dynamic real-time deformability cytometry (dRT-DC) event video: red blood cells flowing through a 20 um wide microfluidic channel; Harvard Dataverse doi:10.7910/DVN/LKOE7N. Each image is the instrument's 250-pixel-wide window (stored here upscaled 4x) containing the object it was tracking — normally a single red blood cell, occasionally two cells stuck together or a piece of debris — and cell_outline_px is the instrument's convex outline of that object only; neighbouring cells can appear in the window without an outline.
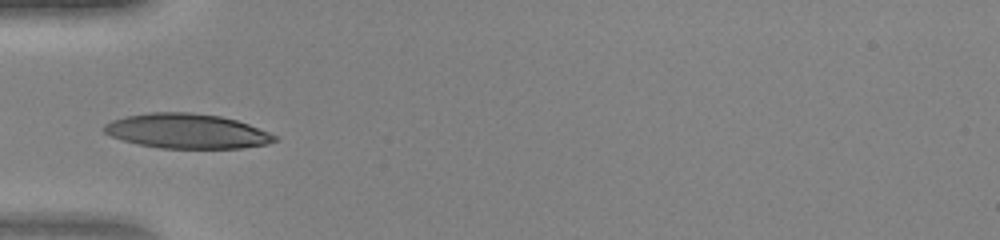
{"species": "human", "species_latin": "Homo sapiens", "temperature_condition": "warm", "stored_images_in_passage": 31, "camera_frame_rate_fps": 3000, "um_per_image_px": 0.085, "donor": {"sex": "female"}, "frame": {"image": 1, "passage_image": 1, "time_ms": 0.0, "image_size_px": [1000, 240], "cell_outline_px": [[276, 140], [268, 144], [240, 148], [160, 148], [140, 144], [124, 140], [112, 136], [104, 132], [100, 128], [104, 124], [112, 120], [124, 116], [148, 112], [192, 112], [220, 116], [236, 120], [248, 124], [268, 132], [276, 136]], "centroid_in_image_um": [15.85, 11.13], "position_along_channel_um": 69.2, "area_um2": 34.45}}
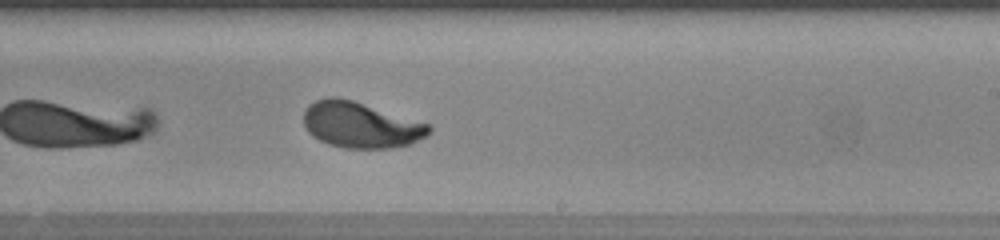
{"frame": {"image": 2, "passage_image": 14, "time_ms": 4.333, "image_size_px": [1000, 240], "cell_outline_px": [[432, 132], [428, 136], [412, 144], [392, 148], [344, 148], [328, 144], [312, 136], [308, 132], [304, 124], [304, 112], [308, 104], [316, 100], [328, 96], [336, 96], [352, 100], [428, 124], [432, 128]], "centroid_in_image_um": [30.65, 10.63], "position_along_channel_um": 258.3, "area_um2": 33.58}}
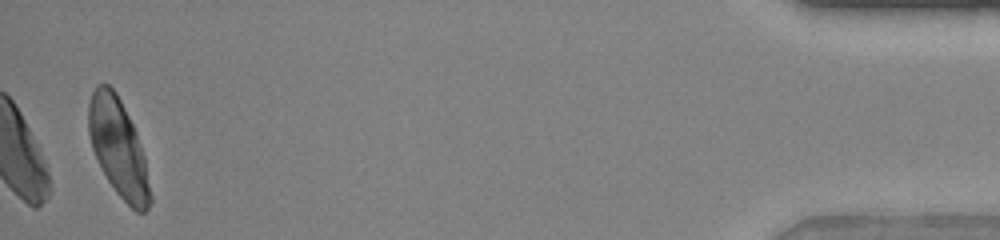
{"frame": {"image": 3, "passage_image": 31, "time_ms": 10.0, "image_size_px": [1000, 240], "cell_outline_px": [[152, 200], [148, 208], [144, 212], [136, 212], [116, 192], [108, 180], [92, 148], [88, 132], [88, 104], [92, 92], [96, 84], [108, 84], [116, 92], [136, 132], [144, 156], [152, 196]], "centroid_in_image_um": [10.06, 12.56], "position_along_channel_um": 425.1, "area_um2": 34.74}}